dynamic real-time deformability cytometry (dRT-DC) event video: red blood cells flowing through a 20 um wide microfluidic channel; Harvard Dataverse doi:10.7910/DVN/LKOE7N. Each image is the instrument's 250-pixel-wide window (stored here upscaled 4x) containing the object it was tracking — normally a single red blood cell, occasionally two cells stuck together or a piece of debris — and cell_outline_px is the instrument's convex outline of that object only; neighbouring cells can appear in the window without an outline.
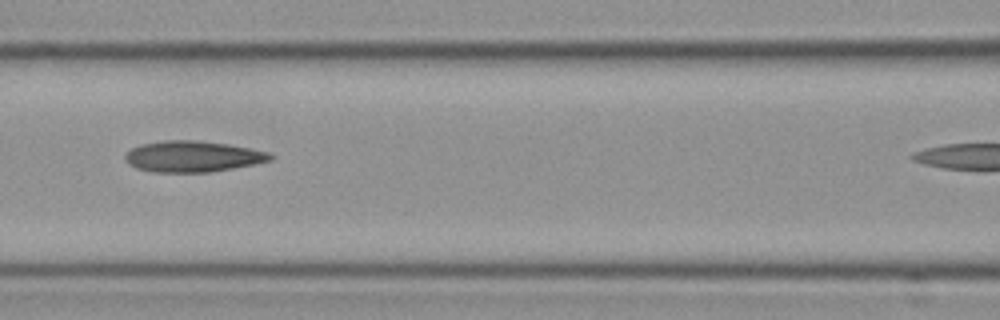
{"species": "Egyptian fruit bat (a non-hibernating species)", "species_latin": "Rousettus aegyptiacus", "temperature_condition": "cold", "stored_images_in_passage": 4, "camera_frame_rate_fps": 3000, "um_per_image_px": 0.085, "frame": {"image": 1, "passage_image": 3, "time_ms": 0.667, "image_size_px": [1000, 320], "cell_outline_px": [[272, 160], [232, 168], [208, 172], [152, 172], [136, 168], [128, 164], [124, 160], [124, 156], [132, 148], [140, 144], [168, 140], [196, 140], [228, 144], [268, 152], [272, 156]], "centroid_in_image_um": [16.32, 13.3], "position_along_channel_um": 150.3, "area_um2": 26.07}}